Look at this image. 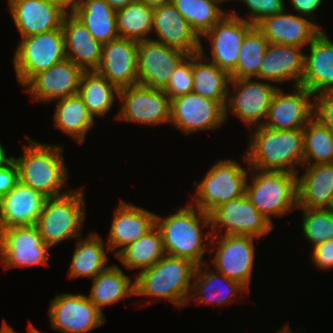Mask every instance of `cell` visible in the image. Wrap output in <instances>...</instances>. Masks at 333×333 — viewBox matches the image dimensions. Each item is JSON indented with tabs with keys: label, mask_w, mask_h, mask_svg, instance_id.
Returning <instances> with one entry per match:
<instances>
[{
	"label": "cell",
	"mask_w": 333,
	"mask_h": 333,
	"mask_svg": "<svg viewBox=\"0 0 333 333\" xmlns=\"http://www.w3.org/2000/svg\"><path fill=\"white\" fill-rule=\"evenodd\" d=\"M254 128L243 156L249 168L299 174L296 167L304 165L303 128L276 130L263 125Z\"/></svg>",
	"instance_id": "obj_1"
},
{
	"label": "cell",
	"mask_w": 333,
	"mask_h": 333,
	"mask_svg": "<svg viewBox=\"0 0 333 333\" xmlns=\"http://www.w3.org/2000/svg\"><path fill=\"white\" fill-rule=\"evenodd\" d=\"M156 226L161 232L167 255L185 258L204 267L205 261L202 259L205 251L212 250L204 244V238L210 241L212 233L202 232L205 226H211L209 214L190 203L166 218L156 214Z\"/></svg>",
	"instance_id": "obj_2"
},
{
	"label": "cell",
	"mask_w": 333,
	"mask_h": 333,
	"mask_svg": "<svg viewBox=\"0 0 333 333\" xmlns=\"http://www.w3.org/2000/svg\"><path fill=\"white\" fill-rule=\"evenodd\" d=\"M26 137L29 145L23 147V156L13 157L19 169V181L47 198L70 192L71 190L63 189L68 178V168L62 154L63 146L42 144Z\"/></svg>",
	"instance_id": "obj_3"
},
{
	"label": "cell",
	"mask_w": 333,
	"mask_h": 333,
	"mask_svg": "<svg viewBox=\"0 0 333 333\" xmlns=\"http://www.w3.org/2000/svg\"><path fill=\"white\" fill-rule=\"evenodd\" d=\"M196 267L191 260L165 254L135 276V296L166 299L181 308L190 302L191 279Z\"/></svg>",
	"instance_id": "obj_4"
},
{
	"label": "cell",
	"mask_w": 333,
	"mask_h": 333,
	"mask_svg": "<svg viewBox=\"0 0 333 333\" xmlns=\"http://www.w3.org/2000/svg\"><path fill=\"white\" fill-rule=\"evenodd\" d=\"M246 196L256 209L273 224L270 216L282 217L297 208V175L288 171L247 168ZM255 174V175H254Z\"/></svg>",
	"instance_id": "obj_5"
},
{
	"label": "cell",
	"mask_w": 333,
	"mask_h": 333,
	"mask_svg": "<svg viewBox=\"0 0 333 333\" xmlns=\"http://www.w3.org/2000/svg\"><path fill=\"white\" fill-rule=\"evenodd\" d=\"M84 188L47 198L36 222L43 241L50 248L62 241L81 237L85 219Z\"/></svg>",
	"instance_id": "obj_6"
},
{
	"label": "cell",
	"mask_w": 333,
	"mask_h": 333,
	"mask_svg": "<svg viewBox=\"0 0 333 333\" xmlns=\"http://www.w3.org/2000/svg\"><path fill=\"white\" fill-rule=\"evenodd\" d=\"M248 171L234 160L220 159L196 185L195 207L210 214L218 206L245 195Z\"/></svg>",
	"instance_id": "obj_7"
},
{
	"label": "cell",
	"mask_w": 333,
	"mask_h": 333,
	"mask_svg": "<svg viewBox=\"0 0 333 333\" xmlns=\"http://www.w3.org/2000/svg\"><path fill=\"white\" fill-rule=\"evenodd\" d=\"M65 58L62 27L23 37L19 40L13 60L17 81L25 86L35 75Z\"/></svg>",
	"instance_id": "obj_8"
},
{
	"label": "cell",
	"mask_w": 333,
	"mask_h": 333,
	"mask_svg": "<svg viewBox=\"0 0 333 333\" xmlns=\"http://www.w3.org/2000/svg\"><path fill=\"white\" fill-rule=\"evenodd\" d=\"M122 101L118 120L160 125L170 123L171 99L162 89L135 84L119 89Z\"/></svg>",
	"instance_id": "obj_9"
},
{
	"label": "cell",
	"mask_w": 333,
	"mask_h": 333,
	"mask_svg": "<svg viewBox=\"0 0 333 333\" xmlns=\"http://www.w3.org/2000/svg\"><path fill=\"white\" fill-rule=\"evenodd\" d=\"M209 215V232L212 235H242L259 239L270 233L274 227V224L256 209L246 194L218 206ZM221 228L225 229L224 234L220 233ZM217 229L219 233L214 232Z\"/></svg>",
	"instance_id": "obj_10"
},
{
	"label": "cell",
	"mask_w": 333,
	"mask_h": 333,
	"mask_svg": "<svg viewBox=\"0 0 333 333\" xmlns=\"http://www.w3.org/2000/svg\"><path fill=\"white\" fill-rule=\"evenodd\" d=\"M254 78L231 79L229 85H232L235 94L230 92L225 104V119L228 118V112L232 110L241 122L248 127L262 126L266 120L268 110L274 95L279 87L268 83L269 81L252 80ZM230 108V109H229ZM254 125V126H253Z\"/></svg>",
	"instance_id": "obj_11"
},
{
	"label": "cell",
	"mask_w": 333,
	"mask_h": 333,
	"mask_svg": "<svg viewBox=\"0 0 333 333\" xmlns=\"http://www.w3.org/2000/svg\"><path fill=\"white\" fill-rule=\"evenodd\" d=\"M50 247L34 226L0 229V257L5 268L48 265Z\"/></svg>",
	"instance_id": "obj_12"
},
{
	"label": "cell",
	"mask_w": 333,
	"mask_h": 333,
	"mask_svg": "<svg viewBox=\"0 0 333 333\" xmlns=\"http://www.w3.org/2000/svg\"><path fill=\"white\" fill-rule=\"evenodd\" d=\"M51 327L64 333H87L106 322L103 313L82 294L56 295L50 303Z\"/></svg>",
	"instance_id": "obj_13"
},
{
	"label": "cell",
	"mask_w": 333,
	"mask_h": 333,
	"mask_svg": "<svg viewBox=\"0 0 333 333\" xmlns=\"http://www.w3.org/2000/svg\"><path fill=\"white\" fill-rule=\"evenodd\" d=\"M254 238L242 235H212L211 240H208L212 245L218 246L217 250L213 251V269L239 282L248 291L255 259Z\"/></svg>",
	"instance_id": "obj_14"
},
{
	"label": "cell",
	"mask_w": 333,
	"mask_h": 333,
	"mask_svg": "<svg viewBox=\"0 0 333 333\" xmlns=\"http://www.w3.org/2000/svg\"><path fill=\"white\" fill-rule=\"evenodd\" d=\"M225 121V107L218 101L193 92L171 99L170 122L185 135L215 130Z\"/></svg>",
	"instance_id": "obj_15"
},
{
	"label": "cell",
	"mask_w": 333,
	"mask_h": 333,
	"mask_svg": "<svg viewBox=\"0 0 333 333\" xmlns=\"http://www.w3.org/2000/svg\"><path fill=\"white\" fill-rule=\"evenodd\" d=\"M254 25L229 12L204 37L211 42V62L230 74L237 65L240 47L245 35Z\"/></svg>",
	"instance_id": "obj_16"
},
{
	"label": "cell",
	"mask_w": 333,
	"mask_h": 333,
	"mask_svg": "<svg viewBox=\"0 0 333 333\" xmlns=\"http://www.w3.org/2000/svg\"><path fill=\"white\" fill-rule=\"evenodd\" d=\"M8 7L22 38L60 29L69 11L57 0H8Z\"/></svg>",
	"instance_id": "obj_17"
},
{
	"label": "cell",
	"mask_w": 333,
	"mask_h": 333,
	"mask_svg": "<svg viewBox=\"0 0 333 333\" xmlns=\"http://www.w3.org/2000/svg\"><path fill=\"white\" fill-rule=\"evenodd\" d=\"M187 55L151 39L139 42L137 84L163 90L173 70Z\"/></svg>",
	"instance_id": "obj_18"
},
{
	"label": "cell",
	"mask_w": 333,
	"mask_h": 333,
	"mask_svg": "<svg viewBox=\"0 0 333 333\" xmlns=\"http://www.w3.org/2000/svg\"><path fill=\"white\" fill-rule=\"evenodd\" d=\"M293 92L284 93L278 88L263 126L276 130H293L304 128L309 123L314 117V95L301 85L294 86Z\"/></svg>",
	"instance_id": "obj_19"
},
{
	"label": "cell",
	"mask_w": 333,
	"mask_h": 333,
	"mask_svg": "<svg viewBox=\"0 0 333 333\" xmlns=\"http://www.w3.org/2000/svg\"><path fill=\"white\" fill-rule=\"evenodd\" d=\"M138 45L122 37L102 44L101 61L95 71L118 89L137 84Z\"/></svg>",
	"instance_id": "obj_20"
},
{
	"label": "cell",
	"mask_w": 333,
	"mask_h": 333,
	"mask_svg": "<svg viewBox=\"0 0 333 333\" xmlns=\"http://www.w3.org/2000/svg\"><path fill=\"white\" fill-rule=\"evenodd\" d=\"M84 71L69 58L35 75L24 87L33 101L51 102L77 94Z\"/></svg>",
	"instance_id": "obj_21"
},
{
	"label": "cell",
	"mask_w": 333,
	"mask_h": 333,
	"mask_svg": "<svg viewBox=\"0 0 333 333\" xmlns=\"http://www.w3.org/2000/svg\"><path fill=\"white\" fill-rule=\"evenodd\" d=\"M153 30L158 36V39H151L153 41L188 55L200 53L201 38L172 3L154 7Z\"/></svg>",
	"instance_id": "obj_22"
},
{
	"label": "cell",
	"mask_w": 333,
	"mask_h": 333,
	"mask_svg": "<svg viewBox=\"0 0 333 333\" xmlns=\"http://www.w3.org/2000/svg\"><path fill=\"white\" fill-rule=\"evenodd\" d=\"M310 20L304 16L287 14L283 11L264 18L256 27L269 43L304 48L322 32L319 25Z\"/></svg>",
	"instance_id": "obj_23"
},
{
	"label": "cell",
	"mask_w": 333,
	"mask_h": 333,
	"mask_svg": "<svg viewBox=\"0 0 333 333\" xmlns=\"http://www.w3.org/2000/svg\"><path fill=\"white\" fill-rule=\"evenodd\" d=\"M111 223L107 251L115 249L116 256L123 248L144 236L156 225V214L120 201Z\"/></svg>",
	"instance_id": "obj_24"
},
{
	"label": "cell",
	"mask_w": 333,
	"mask_h": 333,
	"mask_svg": "<svg viewBox=\"0 0 333 333\" xmlns=\"http://www.w3.org/2000/svg\"><path fill=\"white\" fill-rule=\"evenodd\" d=\"M302 49L293 45L269 43L258 71V79L271 83L292 81L293 87L301 85L305 60Z\"/></svg>",
	"instance_id": "obj_25"
},
{
	"label": "cell",
	"mask_w": 333,
	"mask_h": 333,
	"mask_svg": "<svg viewBox=\"0 0 333 333\" xmlns=\"http://www.w3.org/2000/svg\"><path fill=\"white\" fill-rule=\"evenodd\" d=\"M46 199L19 181L0 199V229L36 225Z\"/></svg>",
	"instance_id": "obj_26"
},
{
	"label": "cell",
	"mask_w": 333,
	"mask_h": 333,
	"mask_svg": "<svg viewBox=\"0 0 333 333\" xmlns=\"http://www.w3.org/2000/svg\"><path fill=\"white\" fill-rule=\"evenodd\" d=\"M65 54L83 71H95L101 61L102 44L70 11L62 21Z\"/></svg>",
	"instance_id": "obj_27"
},
{
	"label": "cell",
	"mask_w": 333,
	"mask_h": 333,
	"mask_svg": "<svg viewBox=\"0 0 333 333\" xmlns=\"http://www.w3.org/2000/svg\"><path fill=\"white\" fill-rule=\"evenodd\" d=\"M322 31L310 44V54H305L301 86L314 96L333 92V43Z\"/></svg>",
	"instance_id": "obj_28"
},
{
	"label": "cell",
	"mask_w": 333,
	"mask_h": 333,
	"mask_svg": "<svg viewBox=\"0 0 333 333\" xmlns=\"http://www.w3.org/2000/svg\"><path fill=\"white\" fill-rule=\"evenodd\" d=\"M297 175V207L330 209L333 202V163L303 165Z\"/></svg>",
	"instance_id": "obj_29"
},
{
	"label": "cell",
	"mask_w": 333,
	"mask_h": 333,
	"mask_svg": "<svg viewBox=\"0 0 333 333\" xmlns=\"http://www.w3.org/2000/svg\"><path fill=\"white\" fill-rule=\"evenodd\" d=\"M69 11L101 44L120 37L117 30L116 10L105 0H79Z\"/></svg>",
	"instance_id": "obj_30"
},
{
	"label": "cell",
	"mask_w": 333,
	"mask_h": 333,
	"mask_svg": "<svg viewBox=\"0 0 333 333\" xmlns=\"http://www.w3.org/2000/svg\"><path fill=\"white\" fill-rule=\"evenodd\" d=\"M202 264L196 267L191 292H195L194 301L210 304H227L232 301L240 291L248 290L239 282L227 278L219 272L209 271L208 266L202 269ZM199 297H198V296ZM230 296L231 299H230ZM233 298V299H232Z\"/></svg>",
	"instance_id": "obj_31"
},
{
	"label": "cell",
	"mask_w": 333,
	"mask_h": 333,
	"mask_svg": "<svg viewBox=\"0 0 333 333\" xmlns=\"http://www.w3.org/2000/svg\"><path fill=\"white\" fill-rule=\"evenodd\" d=\"M207 59L203 46H201L200 53L193 54L192 92L218 101L225 107L230 87V75L213 62L206 63Z\"/></svg>",
	"instance_id": "obj_32"
},
{
	"label": "cell",
	"mask_w": 333,
	"mask_h": 333,
	"mask_svg": "<svg viewBox=\"0 0 333 333\" xmlns=\"http://www.w3.org/2000/svg\"><path fill=\"white\" fill-rule=\"evenodd\" d=\"M57 100L54 126L83 144L86 134L94 125V118L78 93Z\"/></svg>",
	"instance_id": "obj_33"
},
{
	"label": "cell",
	"mask_w": 333,
	"mask_h": 333,
	"mask_svg": "<svg viewBox=\"0 0 333 333\" xmlns=\"http://www.w3.org/2000/svg\"><path fill=\"white\" fill-rule=\"evenodd\" d=\"M135 296V281L117 265H109L92 280L89 300L102 312V307L128 296Z\"/></svg>",
	"instance_id": "obj_34"
},
{
	"label": "cell",
	"mask_w": 333,
	"mask_h": 333,
	"mask_svg": "<svg viewBox=\"0 0 333 333\" xmlns=\"http://www.w3.org/2000/svg\"><path fill=\"white\" fill-rule=\"evenodd\" d=\"M103 242L97 233H91L90 236L82 239L79 237L71 258L68 277L85 276L93 280L102 271L106 270L109 266Z\"/></svg>",
	"instance_id": "obj_35"
},
{
	"label": "cell",
	"mask_w": 333,
	"mask_h": 333,
	"mask_svg": "<svg viewBox=\"0 0 333 333\" xmlns=\"http://www.w3.org/2000/svg\"><path fill=\"white\" fill-rule=\"evenodd\" d=\"M78 94L95 119V116L102 117L111 110L119 89L96 71H84Z\"/></svg>",
	"instance_id": "obj_36"
},
{
	"label": "cell",
	"mask_w": 333,
	"mask_h": 333,
	"mask_svg": "<svg viewBox=\"0 0 333 333\" xmlns=\"http://www.w3.org/2000/svg\"><path fill=\"white\" fill-rule=\"evenodd\" d=\"M162 235L155 225L144 236L123 248L115 257L128 268L140 269V272L152 267L164 255Z\"/></svg>",
	"instance_id": "obj_37"
},
{
	"label": "cell",
	"mask_w": 333,
	"mask_h": 333,
	"mask_svg": "<svg viewBox=\"0 0 333 333\" xmlns=\"http://www.w3.org/2000/svg\"><path fill=\"white\" fill-rule=\"evenodd\" d=\"M154 7L138 0L116 10V22L119 36L137 42L149 40L152 31Z\"/></svg>",
	"instance_id": "obj_38"
},
{
	"label": "cell",
	"mask_w": 333,
	"mask_h": 333,
	"mask_svg": "<svg viewBox=\"0 0 333 333\" xmlns=\"http://www.w3.org/2000/svg\"><path fill=\"white\" fill-rule=\"evenodd\" d=\"M269 42L263 33L253 26L245 35L236 68L229 74L231 79L258 78V71Z\"/></svg>",
	"instance_id": "obj_39"
},
{
	"label": "cell",
	"mask_w": 333,
	"mask_h": 333,
	"mask_svg": "<svg viewBox=\"0 0 333 333\" xmlns=\"http://www.w3.org/2000/svg\"><path fill=\"white\" fill-rule=\"evenodd\" d=\"M172 4L200 38L228 13L215 0H172Z\"/></svg>",
	"instance_id": "obj_40"
},
{
	"label": "cell",
	"mask_w": 333,
	"mask_h": 333,
	"mask_svg": "<svg viewBox=\"0 0 333 333\" xmlns=\"http://www.w3.org/2000/svg\"><path fill=\"white\" fill-rule=\"evenodd\" d=\"M303 131L304 165L333 163V132L315 117Z\"/></svg>",
	"instance_id": "obj_41"
},
{
	"label": "cell",
	"mask_w": 333,
	"mask_h": 333,
	"mask_svg": "<svg viewBox=\"0 0 333 333\" xmlns=\"http://www.w3.org/2000/svg\"><path fill=\"white\" fill-rule=\"evenodd\" d=\"M302 211L304 238L312 247L333 239V213L330 209L299 208Z\"/></svg>",
	"instance_id": "obj_42"
},
{
	"label": "cell",
	"mask_w": 333,
	"mask_h": 333,
	"mask_svg": "<svg viewBox=\"0 0 333 333\" xmlns=\"http://www.w3.org/2000/svg\"><path fill=\"white\" fill-rule=\"evenodd\" d=\"M163 91L170 99L193 91V55H187L178 64Z\"/></svg>",
	"instance_id": "obj_43"
},
{
	"label": "cell",
	"mask_w": 333,
	"mask_h": 333,
	"mask_svg": "<svg viewBox=\"0 0 333 333\" xmlns=\"http://www.w3.org/2000/svg\"><path fill=\"white\" fill-rule=\"evenodd\" d=\"M242 2L245 3L250 12L249 19L245 20L254 26L266 17L286 11L284 0H242Z\"/></svg>",
	"instance_id": "obj_44"
},
{
	"label": "cell",
	"mask_w": 333,
	"mask_h": 333,
	"mask_svg": "<svg viewBox=\"0 0 333 333\" xmlns=\"http://www.w3.org/2000/svg\"><path fill=\"white\" fill-rule=\"evenodd\" d=\"M314 117L333 132V92L315 95Z\"/></svg>",
	"instance_id": "obj_45"
},
{
	"label": "cell",
	"mask_w": 333,
	"mask_h": 333,
	"mask_svg": "<svg viewBox=\"0 0 333 333\" xmlns=\"http://www.w3.org/2000/svg\"><path fill=\"white\" fill-rule=\"evenodd\" d=\"M312 249L313 264L321 270L333 268V239L317 244Z\"/></svg>",
	"instance_id": "obj_46"
},
{
	"label": "cell",
	"mask_w": 333,
	"mask_h": 333,
	"mask_svg": "<svg viewBox=\"0 0 333 333\" xmlns=\"http://www.w3.org/2000/svg\"><path fill=\"white\" fill-rule=\"evenodd\" d=\"M19 182V169L12 159L0 168V199Z\"/></svg>",
	"instance_id": "obj_47"
},
{
	"label": "cell",
	"mask_w": 333,
	"mask_h": 333,
	"mask_svg": "<svg viewBox=\"0 0 333 333\" xmlns=\"http://www.w3.org/2000/svg\"><path fill=\"white\" fill-rule=\"evenodd\" d=\"M323 0H290L294 10L304 17H311V21L314 19L312 15L320 7Z\"/></svg>",
	"instance_id": "obj_48"
},
{
	"label": "cell",
	"mask_w": 333,
	"mask_h": 333,
	"mask_svg": "<svg viewBox=\"0 0 333 333\" xmlns=\"http://www.w3.org/2000/svg\"><path fill=\"white\" fill-rule=\"evenodd\" d=\"M114 10H118L138 0H105Z\"/></svg>",
	"instance_id": "obj_49"
},
{
	"label": "cell",
	"mask_w": 333,
	"mask_h": 333,
	"mask_svg": "<svg viewBox=\"0 0 333 333\" xmlns=\"http://www.w3.org/2000/svg\"><path fill=\"white\" fill-rule=\"evenodd\" d=\"M5 148L0 142V168L5 166L8 162H10L13 157H8L5 152Z\"/></svg>",
	"instance_id": "obj_50"
},
{
	"label": "cell",
	"mask_w": 333,
	"mask_h": 333,
	"mask_svg": "<svg viewBox=\"0 0 333 333\" xmlns=\"http://www.w3.org/2000/svg\"><path fill=\"white\" fill-rule=\"evenodd\" d=\"M142 1L146 2L151 7H157L172 3V0H142Z\"/></svg>",
	"instance_id": "obj_51"
},
{
	"label": "cell",
	"mask_w": 333,
	"mask_h": 333,
	"mask_svg": "<svg viewBox=\"0 0 333 333\" xmlns=\"http://www.w3.org/2000/svg\"><path fill=\"white\" fill-rule=\"evenodd\" d=\"M0 333H18L14 331L12 327H9L6 322H3L1 328H0Z\"/></svg>",
	"instance_id": "obj_52"
},
{
	"label": "cell",
	"mask_w": 333,
	"mask_h": 333,
	"mask_svg": "<svg viewBox=\"0 0 333 333\" xmlns=\"http://www.w3.org/2000/svg\"><path fill=\"white\" fill-rule=\"evenodd\" d=\"M61 2L69 10L79 1V0H57Z\"/></svg>",
	"instance_id": "obj_53"
},
{
	"label": "cell",
	"mask_w": 333,
	"mask_h": 333,
	"mask_svg": "<svg viewBox=\"0 0 333 333\" xmlns=\"http://www.w3.org/2000/svg\"><path fill=\"white\" fill-rule=\"evenodd\" d=\"M276 333H294L290 330V327L288 328V326L286 328L282 327V330H278ZM296 333V332H295Z\"/></svg>",
	"instance_id": "obj_54"
},
{
	"label": "cell",
	"mask_w": 333,
	"mask_h": 333,
	"mask_svg": "<svg viewBox=\"0 0 333 333\" xmlns=\"http://www.w3.org/2000/svg\"><path fill=\"white\" fill-rule=\"evenodd\" d=\"M28 331H29V333H42V332L38 331L36 328H34V326H32V324L29 325Z\"/></svg>",
	"instance_id": "obj_55"
},
{
	"label": "cell",
	"mask_w": 333,
	"mask_h": 333,
	"mask_svg": "<svg viewBox=\"0 0 333 333\" xmlns=\"http://www.w3.org/2000/svg\"><path fill=\"white\" fill-rule=\"evenodd\" d=\"M217 1L219 4L223 3V2H227V1H230V0H215ZM235 1V0H234Z\"/></svg>",
	"instance_id": "obj_56"
},
{
	"label": "cell",
	"mask_w": 333,
	"mask_h": 333,
	"mask_svg": "<svg viewBox=\"0 0 333 333\" xmlns=\"http://www.w3.org/2000/svg\"><path fill=\"white\" fill-rule=\"evenodd\" d=\"M330 210H331V211H332V213H333V202H332V206H331Z\"/></svg>",
	"instance_id": "obj_57"
}]
</instances>
